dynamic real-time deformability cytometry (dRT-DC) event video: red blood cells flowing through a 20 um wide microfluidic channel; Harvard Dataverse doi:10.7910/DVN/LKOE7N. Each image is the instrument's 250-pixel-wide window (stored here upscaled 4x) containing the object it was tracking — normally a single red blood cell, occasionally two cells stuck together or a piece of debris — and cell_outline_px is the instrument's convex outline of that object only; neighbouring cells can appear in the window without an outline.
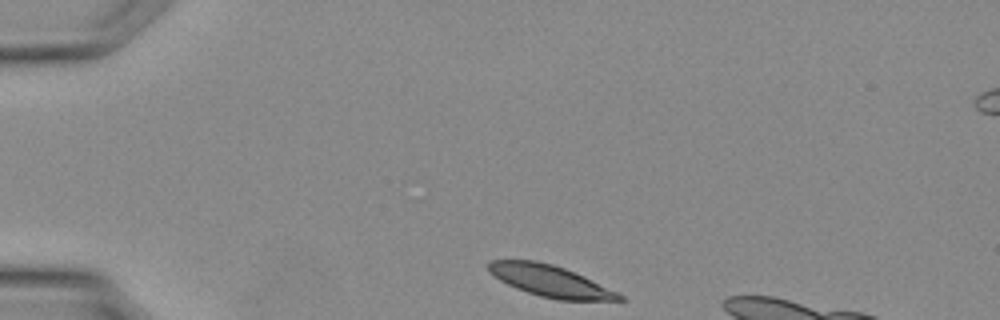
{"species": "Egyptian fruit bat (a non-hibernating species)", "species_latin": "Rousettus aegyptiacus", "temperature_condition": "warm", "stored_images_in_passage": 27, "camera_frame_rate_fps": 3000, "um_per_image_px": 0.085, "animal": {"sex": "female"}, "frame": {"image": 1, "passage_image": 1, "time_ms": 0.0, "image_size_px": [1000, 320], "cell_outline_px": [[628, 300], [556, 300], [540, 296], [516, 288], [500, 280], [488, 268], [488, 260], [536, 260], [552, 264], [564, 268], [584, 276], [624, 296]], "centroid_in_image_um": [46.78, 23.88], "position_along_channel_um": 38.2, "area_um2": 23.64}}
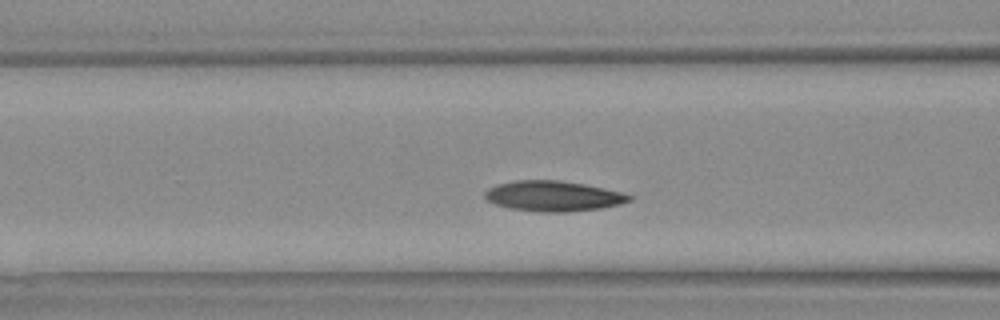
{"frame": {"image": 2, "passage_image": 8, "time_ms": 2.333, "image_size_px": [1000, 320], "cell_outline_px": [[632, 200], [620, 204], [600, 208], [568, 212], [540, 212], [508, 208], [496, 204], [488, 200], [484, 196], [484, 192], [488, 188], [500, 184], [516, 180], [556, 180], [584, 184], [620, 192], [632, 196]], "centroid_in_image_um": [47.01, 16.67], "position_along_channel_um": 119.6, "area_um2": 25.32}}
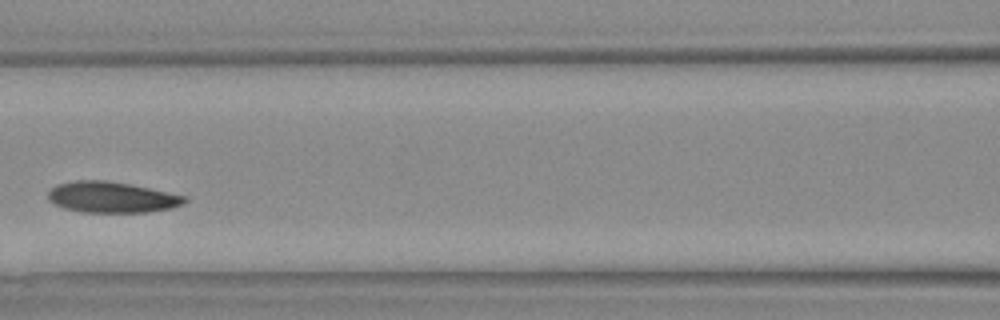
{"frame": {"image": 3, "passage_image": 10, "time_ms": 3.0, "image_size_px": [1000, 320], "cell_outline_px": [[188, 200], [184, 204], [172, 208], [144, 212], [80, 212], [64, 208], [52, 204], [48, 200], [48, 192], [56, 184], [76, 180], [104, 180], [128, 184], [188, 196]], "centroid_in_image_um": [9.48, 16.77], "position_along_channel_um": 157.1, "area_um2": 24.68}}